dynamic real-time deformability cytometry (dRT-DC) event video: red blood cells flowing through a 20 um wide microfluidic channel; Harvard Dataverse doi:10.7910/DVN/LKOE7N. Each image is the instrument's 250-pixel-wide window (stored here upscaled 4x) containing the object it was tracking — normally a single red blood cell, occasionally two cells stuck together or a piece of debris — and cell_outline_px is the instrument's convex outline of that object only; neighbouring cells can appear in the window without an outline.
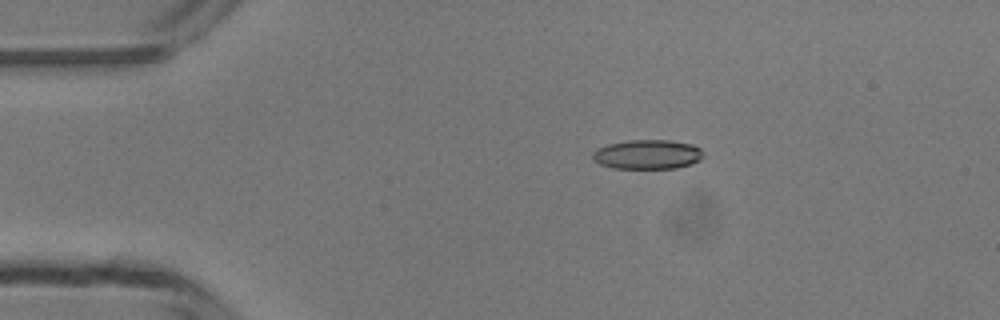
{"species": "common noctule bat (a hibernating species)", "species_latin": "Nyctalus noctula", "temperature_condition": "room temperature", "stored_images_in_passage": 5, "camera_frame_rate_fps": 3000, "um_per_image_px": 0.085, "animal": {"sex": "male", "body_mass_g": 13.3}, "frame": {"image": 1, "passage_image": 3, "time_ms": 2.333, "image_size_px": [1000, 320], "cell_outline_px": [[704, 156], [700, 160], [692, 164], [676, 168], [612, 168], [600, 164], [592, 160], [592, 152], [596, 148], [608, 144], [628, 140], [668, 140], [692, 144], [700, 148], [704, 152]], "centroid_in_image_um": [55.03, 13.12], "position_along_channel_um": 30.0, "area_um2": 19.19}}
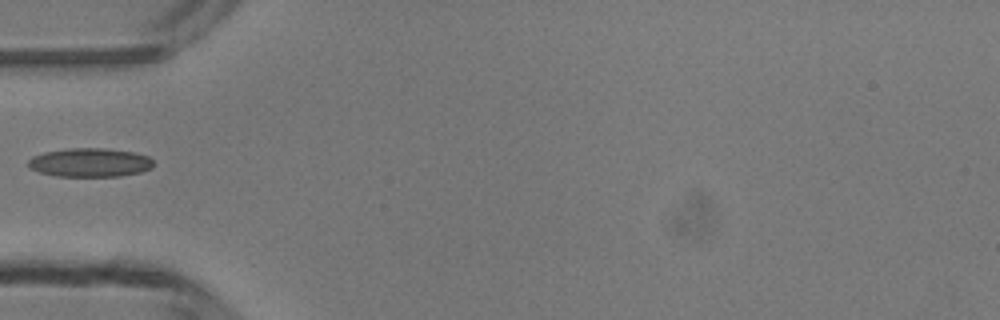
{"frame": {"image": 2, "passage_image": 5, "time_ms": 4.667, "image_size_px": [1000, 320], "cell_outline_px": [[152, 168], [140, 172], [120, 176], [56, 176], [40, 172], [28, 168], [28, 160], [32, 156], [44, 152], [64, 148], [104, 148], [136, 152], [148, 156], [152, 160]], "centroid_in_image_um": [7.62, 13.8], "position_along_channel_um": 77.4, "area_um2": 21.15}}